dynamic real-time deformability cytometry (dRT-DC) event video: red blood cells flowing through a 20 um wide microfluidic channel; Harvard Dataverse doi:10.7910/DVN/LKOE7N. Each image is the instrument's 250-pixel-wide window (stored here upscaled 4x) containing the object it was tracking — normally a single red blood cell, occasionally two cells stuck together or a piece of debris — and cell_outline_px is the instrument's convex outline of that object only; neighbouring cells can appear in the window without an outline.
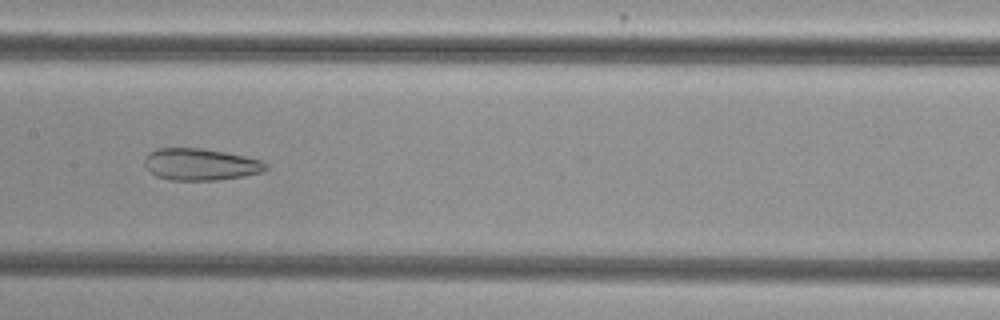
{"species": "common noctule bat (a hibernating species)", "species_latin": "Nyctalus noctula", "temperature_condition": "cold", "stored_images_in_passage": 48, "camera_frame_rate_fps": 3000, "um_per_image_px": 0.085, "animal": {"sex": "female", "body_mass_g": 29.2, "forearm_length_mm": 56.3}, "frame": {"image": 1, "passage_image": 21, "time_ms": 6.667, "image_size_px": [1000, 320], "cell_outline_px": [[268, 168], [264, 172], [244, 176], [216, 180], [172, 180], [156, 176], [144, 164], [144, 160], [148, 152], [156, 148], [200, 148], [224, 152], [264, 160], [268, 164]], "centroid_in_image_um": [17.08, 13.97], "position_along_channel_um": 190.3, "area_um2": 22.6}}
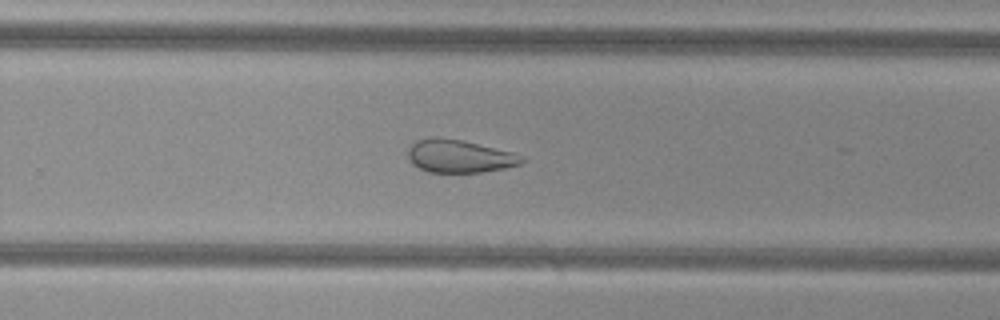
{"frame": {"image": 2, "passage_image": 29, "time_ms": 9.333, "image_size_px": [1000, 320], "cell_outline_px": [[528, 160], [520, 164], [504, 168], [480, 172], [428, 172], [412, 164], [408, 156], [408, 148], [416, 140], [432, 136], [436, 136], [460, 140], [512, 152], [524, 156]], "centroid_in_image_um": [39.04, 13.27], "position_along_channel_um": 290.8, "area_um2": 21.79}}
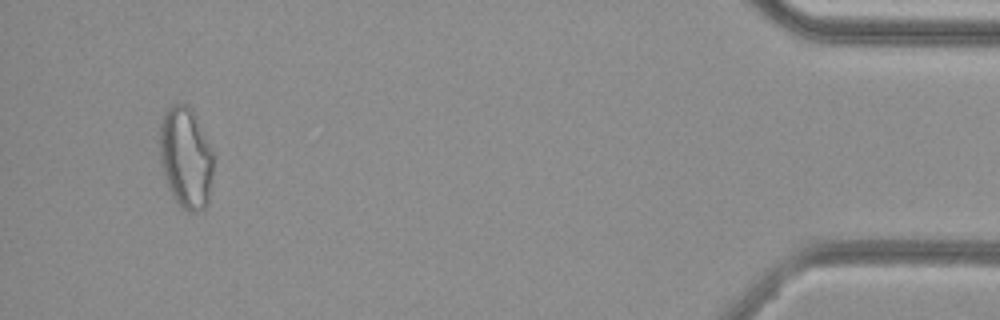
{"frame": {"image": 3, "passage_image": 45, "time_ms": 14.667, "image_size_px": [1000, 320], "cell_outline_px": [[216, 156], [208, 204], [204, 208], [196, 212], [188, 212], [180, 208], [168, 188], [164, 180], [160, 164], [160, 120], [164, 112], [172, 104], [188, 104], [192, 108], [216, 152]], "centroid_in_image_um": [15.83, 13.4], "position_along_channel_um": 419.4, "area_um2": 33.12}, "authors_computed_cell_mechanics": {"area_um2": 28.3798, "velocity_mm_per_s": 3.7731, "shape_relaxation_time_tau1_ms": null, "shape_relaxation_time_tau2_ms": 2.952, "deformation_change_tau1": null, "deformation_change_tau2": 0.1018}}